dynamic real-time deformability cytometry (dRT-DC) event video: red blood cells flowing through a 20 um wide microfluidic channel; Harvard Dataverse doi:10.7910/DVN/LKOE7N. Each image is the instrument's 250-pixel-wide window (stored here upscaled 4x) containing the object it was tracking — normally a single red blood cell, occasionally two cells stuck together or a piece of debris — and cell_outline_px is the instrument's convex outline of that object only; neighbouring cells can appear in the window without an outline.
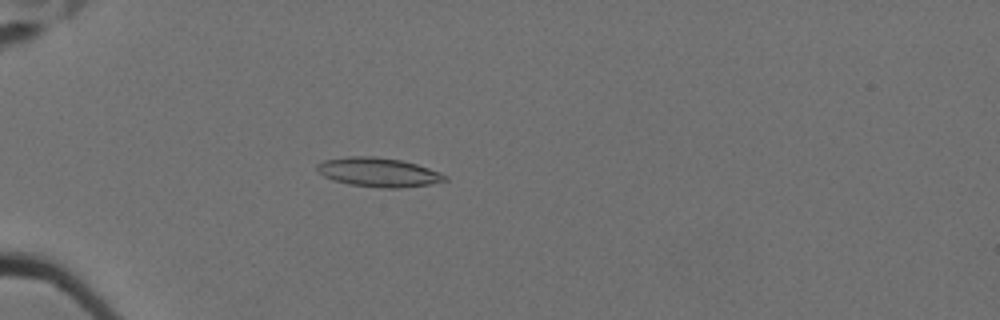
{"species": "Egyptian fruit bat (a non-hibernating species)", "species_latin": "Rousettus aegyptiacus", "temperature_condition": "cold", "stored_images_in_passage": 50, "camera_frame_rate_fps": 3000, "um_per_image_px": 0.085, "animal": {"sex": "female"}, "frame": {"image": 1, "passage_image": 9, "time_ms": 2.667, "image_size_px": [1000, 320], "cell_outline_px": [[448, 180], [428, 184], [400, 188], [380, 188], [348, 184], [332, 180], [324, 176], [316, 168], [316, 164], [324, 160], [348, 156], [372, 156], [400, 160], [416, 164], [440, 172], [448, 176]], "centroid_in_image_um": [32.15, 14.64], "position_along_channel_um": 52.8, "area_um2": 21.68}}
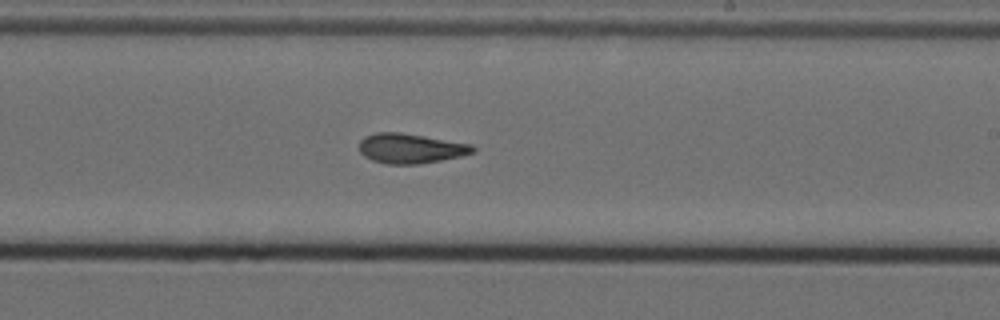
{"frame": {"image": 2, "passage_image": 28, "time_ms": 9.0, "image_size_px": [1000, 320], "cell_outline_px": [[476, 152], [460, 156], [420, 164], [384, 164], [372, 160], [364, 156], [360, 152], [360, 140], [364, 136], [376, 132], [400, 132], [472, 144], [476, 148]], "centroid_in_image_um": [34.89, 12.61], "position_along_channel_um": 254.1, "area_um2": 19.83}}
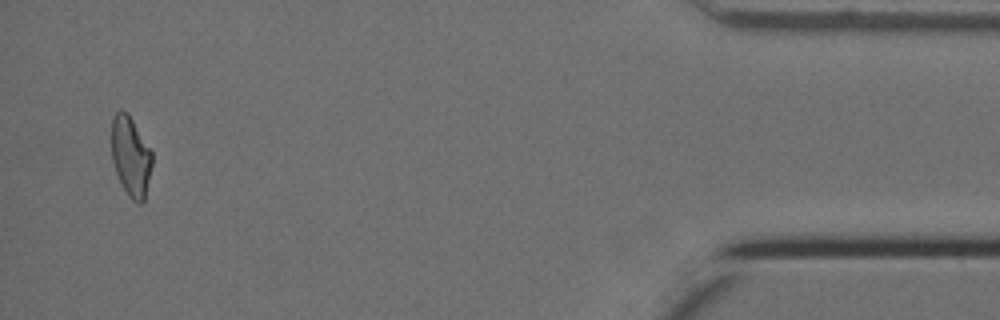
{"frame": {"image": 3, "passage_image": 48, "time_ms": 15.667, "image_size_px": [1000, 320], "cell_outline_px": [[152, 164], [144, 200], [140, 204], [132, 200], [128, 196], [116, 172], [112, 160], [112, 120], [116, 112], [120, 108], [128, 112], [152, 152]], "centroid_in_image_um": [11.11, 13.27], "position_along_channel_um": 424.1, "area_um2": 18.73}, "authors_computed_cell_mechanics": {"area_um2": 19.7098, "velocity_mm_per_s": 3.5015, "shape_relaxation_time_tau1_ms": null, "shape_relaxation_time_tau2_ms": 3.5684, "deformation_change_tau1": null, "deformation_change_tau2": 0.1158}}